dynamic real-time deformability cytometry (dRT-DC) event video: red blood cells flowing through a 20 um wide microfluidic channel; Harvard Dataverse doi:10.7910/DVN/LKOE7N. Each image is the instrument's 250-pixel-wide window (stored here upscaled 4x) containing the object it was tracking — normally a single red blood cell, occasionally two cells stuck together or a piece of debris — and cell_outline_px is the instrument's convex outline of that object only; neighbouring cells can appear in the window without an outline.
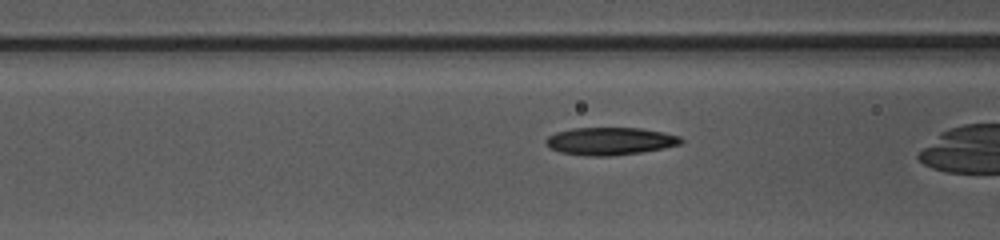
{"species": "common noctule bat (a hibernating species)", "species_latin": "Nyctalus noctula", "temperature_condition": "warm", "stored_images_in_passage": 33, "camera_frame_rate_fps": 3000, "um_per_image_px": 0.085, "animal": {"sex": "female", "body_mass_g": 10.0, "forearm_length_mm": 53.1}, "frame": {"image": 1, "passage_image": 13, "time_ms": 4.0, "image_size_px": [1000, 240], "cell_outline_px": [[684, 140], [680, 144], [664, 148], [640, 152], [612, 156], [588, 156], [560, 152], [552, 148], [544, 140], [548, 136], [556, 132], [572, 128], [640, 128], [664, 132], [680, 136]], "centroid_in_image_um": [51.88, 11.99], "position_along_channel_um": 114.7, "area_um2": 21.68}}
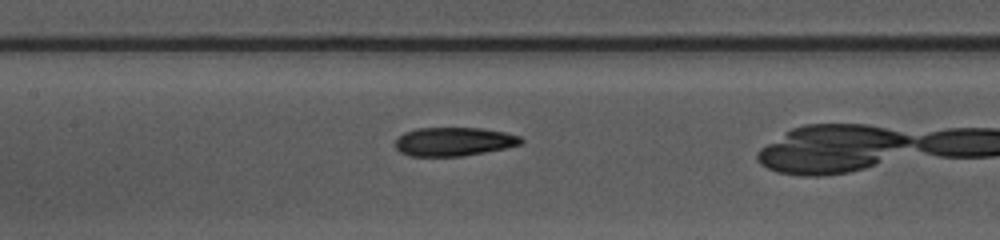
{"frame": {"image": 2, "passage_image": 17, "time_ms": 5.333, "image_size_px": [1000, 240], "cell_outline_px": [[524, 140], [520, 144], [504, 148], [484, 152], [460, 156], [408, 156], [400, 152], [396, 148], [396, 140], [404, 132], [416, 128], [484, 128], [504, 132], [520, 136]], "centroid_in_image_um": [38.56, 12.03], "position_along_channel_um": 168.8, "area_um2": 20.92}}